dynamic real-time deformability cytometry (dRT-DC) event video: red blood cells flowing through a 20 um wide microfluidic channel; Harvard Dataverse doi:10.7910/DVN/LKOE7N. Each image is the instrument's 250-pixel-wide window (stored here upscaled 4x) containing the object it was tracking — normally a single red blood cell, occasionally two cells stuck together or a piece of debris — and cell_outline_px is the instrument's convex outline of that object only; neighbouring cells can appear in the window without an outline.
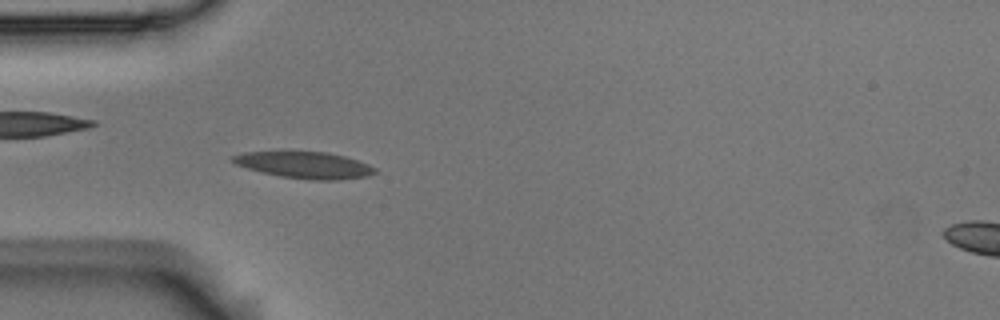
{"species": "Egyptian fruit bat (a non-hibernating species)", "species_latin": "Rousettus aegyptiacus", "temperature_condition": "room temperature", "stored_images_in_passage": 4, "camera_frame_rate_fps": 3000, "um_per_image_px": 0.085, "animal": {"sex": "male"}, "frame": {"image": 1, "passage_image": 4, "time_ms": 1.0, "image_size_px": [1000, 320], "cell_outline_px": [[376, 172], [368, 176], [340, 180], [312, 180], [280, 176], [260, 172], [236, 164], [228, 160], [232, 156], [244, 152], [324, 152], [344, 156], [368, 164], [376, 168]], "centroid_in_image_um": [25.88, 14.04], "position_along_channel_um": 59.1, "area_um2": 21.91}}